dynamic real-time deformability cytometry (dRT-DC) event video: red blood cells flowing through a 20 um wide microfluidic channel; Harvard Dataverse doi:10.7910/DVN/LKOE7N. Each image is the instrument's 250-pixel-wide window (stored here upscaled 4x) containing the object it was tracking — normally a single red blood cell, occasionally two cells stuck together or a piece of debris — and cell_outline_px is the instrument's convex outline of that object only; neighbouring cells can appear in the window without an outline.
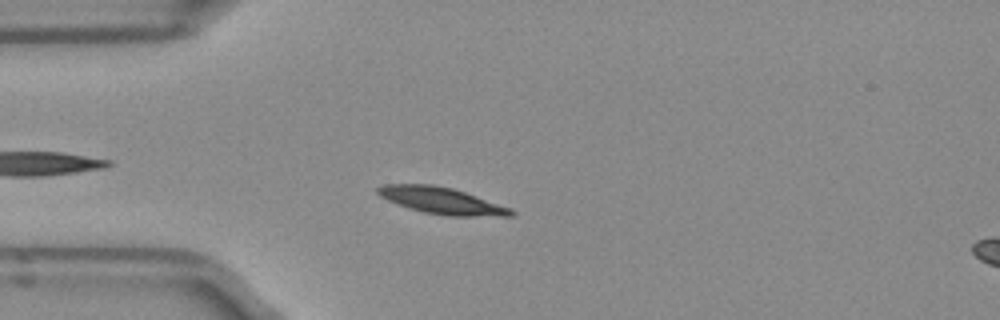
{"species": "Egyptian fruit bat (a non-hibernating species)", "species_latin": "Rousettus aegyptiacus", "temperature_condition": "room temperature", "stored_images_in_passage": 42, "camera_frame_rate_fps": 3000, "um_per_image_px": 0.085, "frame": {"image": 1, "passage_image": 4, "time_ms": 1.0, "image_size_px": [1000, 320], "cell_outline_px": [[516, 212], [512, 216], [448, 216], [424, 212], [408, 208], [396, 204], [380, 196], [376, 192], [376, 188], [384, 184], [432, 184], [452, 188], [464, 192], [508, 208]], "centroid_in_image_um": [37.46, 17.05], "position_along_channel_um": 47.5, "area_um2": 20.4}}
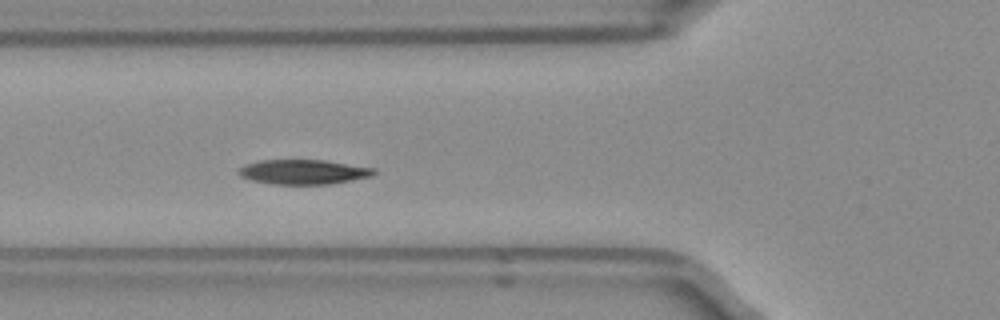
{"frame": {"image": 2, "passage_image": 9, "time_ms": 2.667, "image_size_px": [1000, 320], "cell_outline_px": [[376, 172], [372, 176], [352, 180], [328, 184], [272, 184], [252, 180], [240, 176], [236, 172], [244, 164], [260, 160], [324, 160], [376, 168]], "centroid_in_image_um": [25.78, 14.61], "position_along_channel_um": 100.0, "area_um2": 19.48}}
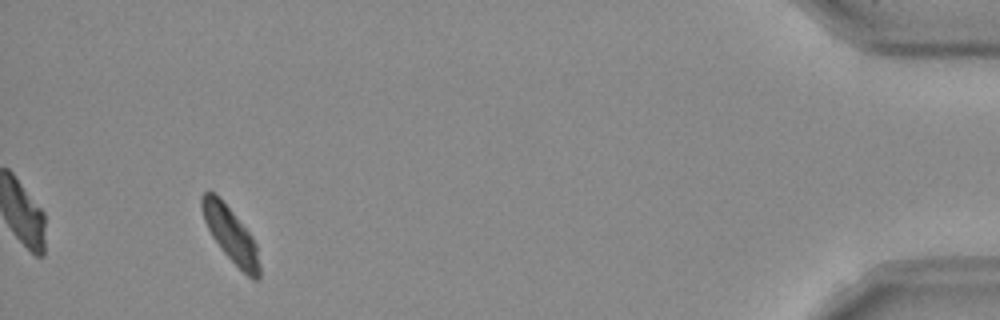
{"frame": {"image": 3, "passage_image": 39, "time_ms": 12.667, "image_size_px": [1000, 320], "cell_outline_px": [[260, 280], [252, 280], [224, 252], [212, 236], [204, 220], [200, 208], [200, 196], [204, 192], [212, 192], [232, 212], [252, 236], [256, 244], [260, 264]], "centroid_in_image_um": [19.61, 19.97], "position_along_channel_um": 415.6, "area_um2": 17.98}, "authors_computed_cell_mechanics": {"area_um2": 19.7098, "velocity_mm_per_s": 3.899, "shape_relaxation_time_tau1_ms": 2.2869, "shape_relaxation_time_tau2_ms": null, "deformation_change_tau1": 0.116, "deformation_change_tau2": null}}